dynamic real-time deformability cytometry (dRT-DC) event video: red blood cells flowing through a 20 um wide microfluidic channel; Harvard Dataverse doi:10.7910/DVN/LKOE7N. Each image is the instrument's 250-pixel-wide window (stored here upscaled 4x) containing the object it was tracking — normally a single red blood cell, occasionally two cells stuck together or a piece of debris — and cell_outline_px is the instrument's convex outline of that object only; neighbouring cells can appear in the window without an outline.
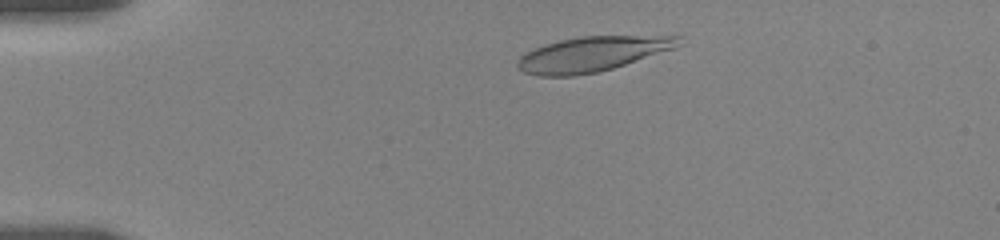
{"species": "human", "species_latin": "Homo sapiens", "temperature_condition": "room temperature", "stored_images_in_passage": 36, "camera_frame_rate_fps": 3000, "um_per_image_px": 0.085, "donor": {"sex": "female"}, "frame": {"image": 1, "passage_image": 3, "time_ms": 1.333, "image_size_px": [1000, 240], "cell_outline_px": [[684, 44], [676, 48], [612, 68], [596, 72], [576, 76], [540, 76], [524, 72], [516, 64], [516, 60], [520, 56], [544, 44], [560, 40], [580, 36], [684, 36]], "centroid_in_image_um": [50.39, 4.58], "position_along_channel_um": 34.6, "area_um2": 32.77}}
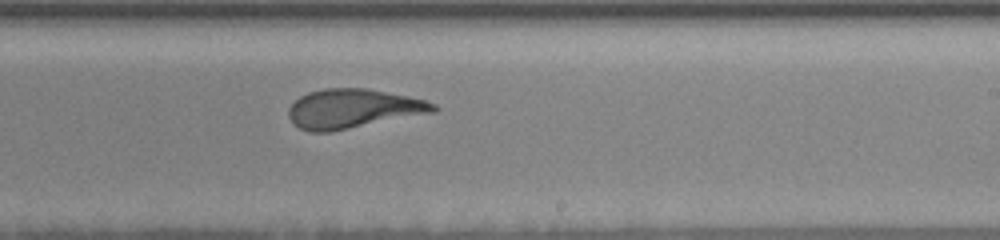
{"frame": {"image": 2, "passage_image": 20, "time_ms": 9.0, "image_size_px": [1000, 240], "cell_outline_px": [[440, 108], [436, 112], [328, 132], [308, 132], [292, 124], [288, 116], [288, 108], [300, 96], [308, 92], [324, 88], [364, 88], [424, 100], [436, 104]], "centroid_in_image_um": [29.97, 9.25], "position_along_channel_um": 259.0, "area_um2": 32.95}}
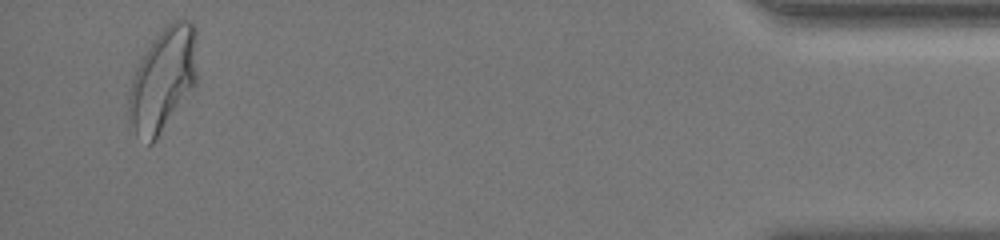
{"frame": {"image": 3, "passage_image": 35, "time_ms": 15.333, "image_size_px": [1000, 240], "cell_outline_px": [[196, 84], [156, 140], [152, 144], [148, 144], [136, 132], [132, 124], [128, 112], [128, 96], [132, 80], [136, 68], [144, 52], [160, 32], [172, 20], [192, 20], [196, 28]], "centroid_in_image_um": [13.87, 6.74], "position_along_channel_um": 421.3, "area_um2": 40.86}, "authors_computed_cell_mechanics": {"area_um2": 33.4662, "velocity_mm_per_s": 3.6115, "shape_relaxation_time_tau1_ms": 6.8358, "shape_relaxation_time_tau2_ms": 1.2546, "deformation_change_tau1": 0.2402, "deformation_change_tau2": 0.0919}}